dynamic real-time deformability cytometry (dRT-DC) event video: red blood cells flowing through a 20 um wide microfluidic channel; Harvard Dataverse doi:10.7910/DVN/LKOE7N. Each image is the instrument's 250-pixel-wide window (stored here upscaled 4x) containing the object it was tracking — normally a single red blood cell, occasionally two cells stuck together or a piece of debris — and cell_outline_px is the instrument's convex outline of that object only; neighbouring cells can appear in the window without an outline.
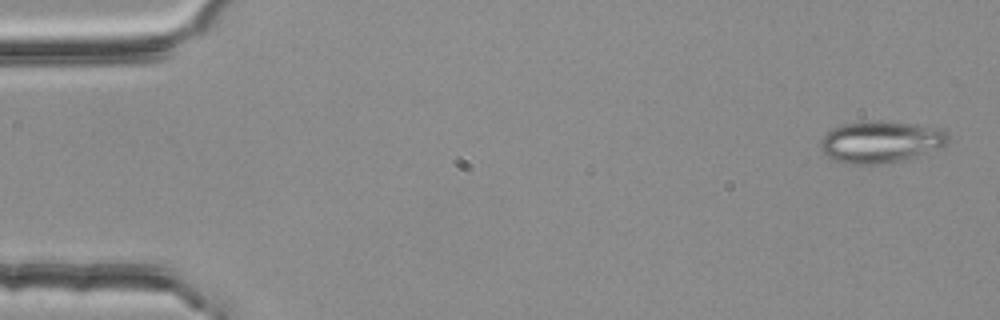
{"species": "common noctule bat (a hibernating species)", "species_latin": "Nyctalus noctula", "temperature_condition": "room temperature", "stored_images_in_passage": 3, "camera_frame_rate_fps": 3000, "um_per_image_px": 0.085, "animal": {"sex": "female", "body_mass_g": 25.1}, "frame": {"image": 1, "passage_image": 1, "time_ms": 0.0, "image_size_px": [1000, 320], "cell_outline_px": [[948, 144], [916, 156], [900, 160], [876, 164], [852, 164], [836, 160], [828, 156], [820, 148], [820, 140], [832, 128], [844, 124], [876, 120], [880, 120], [916, 124], [944, 128], [948, 136]], "centroid_in_image_um": [74.88, 12.03], "position_along_channel_um": 10.1, "area_um2": 30.87}}